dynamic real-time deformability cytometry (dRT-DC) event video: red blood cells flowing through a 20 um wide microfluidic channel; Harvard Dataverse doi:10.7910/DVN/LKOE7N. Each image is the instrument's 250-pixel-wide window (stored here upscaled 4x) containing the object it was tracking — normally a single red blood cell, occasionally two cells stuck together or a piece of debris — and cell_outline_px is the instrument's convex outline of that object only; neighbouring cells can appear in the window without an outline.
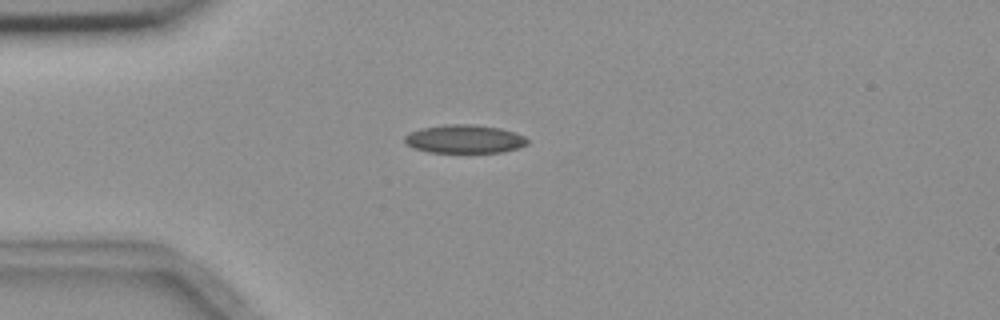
{"species": "common noctule bat (a hibernating species)", "species_latin": "Nyctalus noctula", "temperature_condition": "room temperature", "stored_images_in_passage": 3, "camera_frame_rate_fps": 3000, "um_per_image_px": 0.085, "animal": {"sex": "female", "body_mass_g": 18.4}, "frame": {"image": 1, "passage_image": 3, "time_ms": 3.0, "image_size_px": [1000, 320], "cell_outline_px": [[528, 144], [520, 148], [500, 152], [428, 152], [412, 148], [404, 140], [404, 136], [408, 132], [420, 128], [444, 124], [476, 124], [500, 128], [516, 132], [524, 136], [528, 140]], "centroid_in_image_um": [39.48, 11.8], "position_along_channel_um": 45.5, "area_um2": 20.58}}